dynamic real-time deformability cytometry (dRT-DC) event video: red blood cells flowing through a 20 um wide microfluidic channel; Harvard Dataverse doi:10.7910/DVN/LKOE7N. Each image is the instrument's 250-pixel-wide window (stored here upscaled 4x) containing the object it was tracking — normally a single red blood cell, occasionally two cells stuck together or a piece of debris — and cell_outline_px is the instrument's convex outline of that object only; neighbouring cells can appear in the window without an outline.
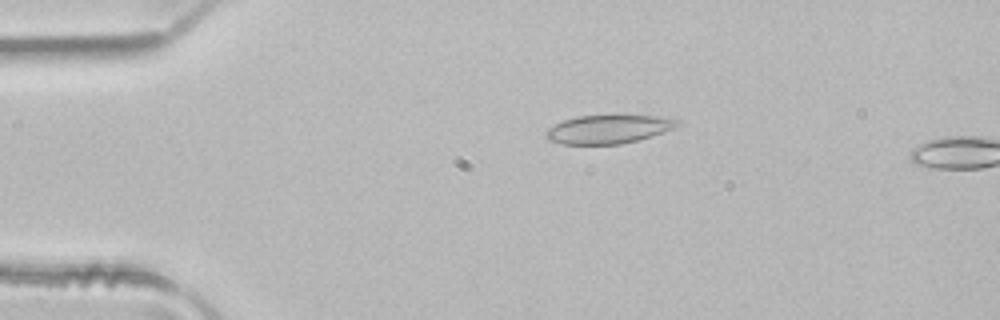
{"species": "common noctule bat (a hibernating species)", "species_latin": "Nyctalus noctula", "temperature_condition": "room temperature", "stored_images_in_passage": 4, "camera_frame_rate_fps": 3000, "um_per_image_px": 0.085, "animal": {"sex": "male", "body_mass_g": 21.5, "forearm_length_mm": 52.0}, "frame": {"image": 1, "passage_image": 3, "time_ms": 0.667, "image_size_px": [1000, 320], "cell_outline_px": [[680, 124], [672, 128], [652, 136], [620, 144], [564, 144], [548, 140], [544, 136], [544, 132], [548, 128], [564, 120], [576, 116], [612, 112], [660, 116], [680, 120]], "centroid_in_image_um": [51.71, 10.92], "position_along_channel_um": 33.3, "area_um2": 22.83}}